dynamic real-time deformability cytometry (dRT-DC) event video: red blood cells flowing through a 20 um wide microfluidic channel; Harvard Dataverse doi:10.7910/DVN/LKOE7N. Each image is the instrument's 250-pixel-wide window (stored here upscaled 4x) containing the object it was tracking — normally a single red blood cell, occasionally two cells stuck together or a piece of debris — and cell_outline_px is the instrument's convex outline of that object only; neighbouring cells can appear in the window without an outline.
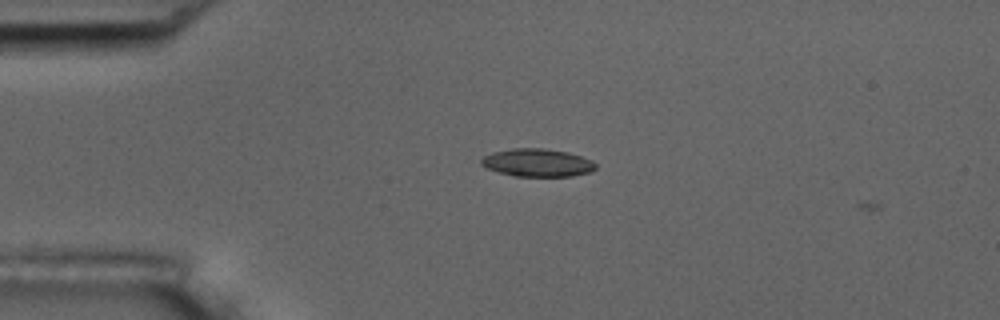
{"species": "common noctule bat (a hibernating species)", "species_latin": "Nyctalus noctula", "temperature_condition": "room temperature", "stored_images_in_passage": 5, "camera_frame_rate_fps": 3000, "um_per_image_px": 0.085, "animal": {"sex": "male", "body_mass_g": 17.5, "forearm_length_mm": 52.3}, "frame": {"image": 1, "passage_image": 4, "time_ms": 1.0, "image_size_px": [1000, 320], "cell_outline_px": [[596, 168], [592, 172], [572, 176], [516, 176], [500, 172], [488, 168], [480, 164], [480, 160], [484, 156], [492, 152], [512, 148], [544, 148], [568, 152], [592, 160], [596, 164]], "centroid_in_image_um": [45.7, 13.82], "position_along_channel_um": 39.3, "area_um2": 18.61}}